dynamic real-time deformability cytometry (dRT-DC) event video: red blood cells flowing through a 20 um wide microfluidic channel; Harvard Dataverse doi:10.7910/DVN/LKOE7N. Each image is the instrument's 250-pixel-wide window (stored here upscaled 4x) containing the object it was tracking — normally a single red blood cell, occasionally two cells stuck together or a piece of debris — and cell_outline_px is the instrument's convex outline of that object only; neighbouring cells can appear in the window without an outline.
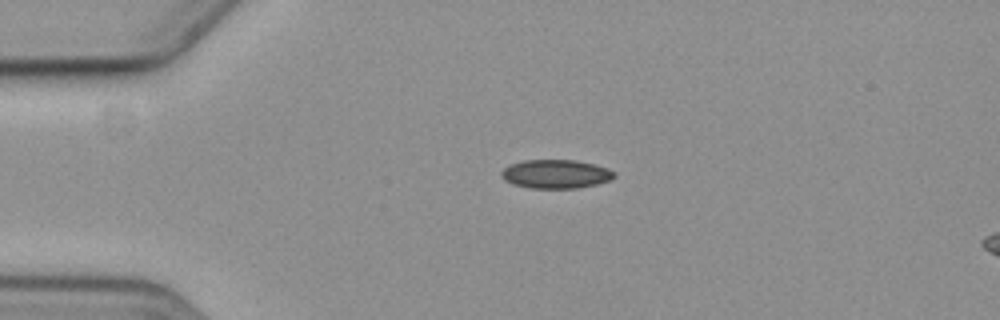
{"species": "common noctule bat (a hibernating species)", "species_latin": "Nyctalus noctula", "temperature_condition": "cold", "stored_images_in_passage": 3, "segment_of_instrument_passage": [1, 2], "camera_frame_rate_fps": 3000, "um_per_image_px": 0.085, "animal": {"sex": "female", "body_mass_g": 19.3, "forearm_length_mm": 54.1}, "frame": {"image": 1, "passage_image": 1, "time_ms": 0.0, "image_size_px": [1000, 320], "cell_outline_px": [[616, 176], [612, 180], [596, 184], [576, 188], [532, 188], [512, 184], [504, 180], [500, 176], [500, 172], [508, 164], [524, 160], [576, 160], [596, 164], [608, 168], [616, 172]], "centroid_in_image_um": [47.25, 14.78], "position_along_channel_um": 37.8, "area_um2": 19.19}}